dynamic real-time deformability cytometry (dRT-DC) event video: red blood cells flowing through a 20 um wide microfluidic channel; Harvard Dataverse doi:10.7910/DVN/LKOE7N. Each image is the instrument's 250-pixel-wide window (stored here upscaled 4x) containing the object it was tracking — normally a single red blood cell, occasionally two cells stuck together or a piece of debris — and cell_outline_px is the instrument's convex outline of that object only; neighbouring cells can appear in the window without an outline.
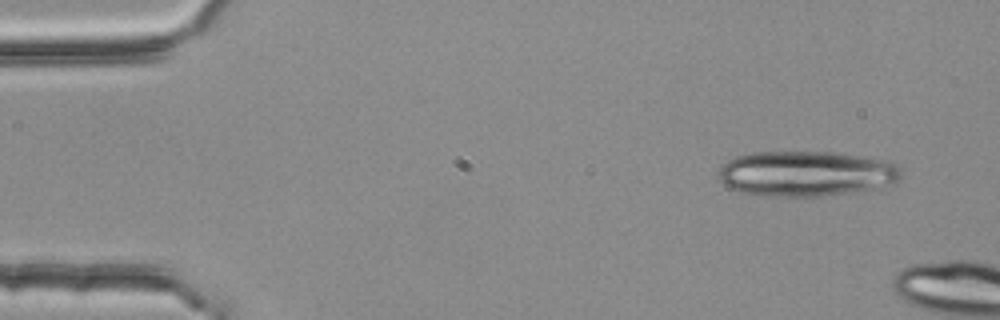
{"species": "common noctule bat (a hibernating species)", "species_latin": "Nyctalus noctula", "temperature_condition": "room temperature", "stored_images_in_passage": 2, "camera_frame_rate_fps": 3000, "um_per_image_px": 0.085, "animal": {"sex": "female", "body_mass_g": 25.1}, "frame": {"image": 1, "passage_image": 1, "time_ms": 0.0, "image_size_px": [1000, 320], "cell_outline_px": [[900, 180], [880, 188], [852, 192], [820, 196], [776, 196], [740, 192], [724, 184], [720, 180], [716, 172], [728, 160], [736, 156], [752, 152], [828, 152], [860, 156], [888, 160], [896, 164], [900, 168]], "centroid_in_image_um": [68.53, 14.75], "position_along_channel_um": 16.5, "area_um2": 48.21}}